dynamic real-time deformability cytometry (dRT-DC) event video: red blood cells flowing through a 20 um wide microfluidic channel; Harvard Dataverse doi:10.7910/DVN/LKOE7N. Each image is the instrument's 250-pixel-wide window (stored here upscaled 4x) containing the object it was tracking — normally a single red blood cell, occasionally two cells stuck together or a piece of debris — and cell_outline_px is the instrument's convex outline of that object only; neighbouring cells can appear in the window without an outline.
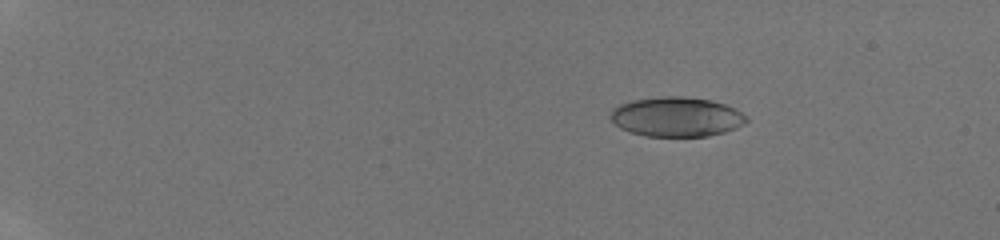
{"species": "human", "species_latin": "Homo sapiens", "temperature_condition": "room temperature", "stored_images_in_passage": 24, "camera_frame_rate_fps": 3000, "um_per_image_px": 0.085, "donor": {"sex": "male"}, "frame": {"image": 1, "passage_image": 6, "time_ms": 3.333, "image_size_px": [1000, 240], "cell_outline_px": [[748, 120], [744, 124], [736, 128], [724, 132], [708, 136], [644, 136], [620, 128], [612, 120], [612, 108], [620, 104], [632, 100], [660, 96], [684, 96], [712, 100], [736, 108], [748, 116]], "centroid_in_image_um": [57.54, 9.92], "position_along_channel_um": 27.5, "area_um2": 31.5}}
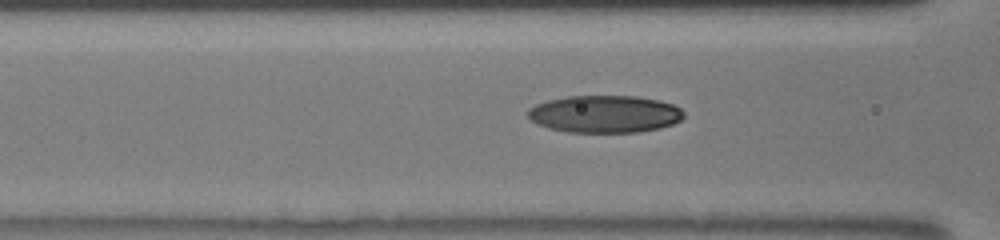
{"frame": {"image": 2, "passage_image": 19, "time_ms": 8.667, "image_size_px": [1000, 240], "cell_outline_px": [[684, 116], [680, 120], [672, 124], [660, 128], [640, 132], [568, 132], [548, 128], [536, 124], [528, 116], [528, 108], [536, 104], [548, 100], [568, 96], [636, 96], [656, 100], [672, 104], [680, 108], [684, 112]], "centroid_in_image_um": [51.38, 9.69], "position_along_channel_um": 115.2, "area_um2": 33.93}}
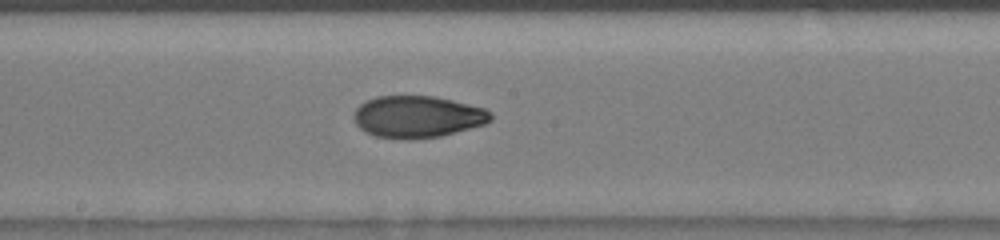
{"frame": {"image": 3, "passage_image": 24, "time_ms": 11.0, "image_size_px": [1000, 240], "cell_outline_px": [[492, 120], [484, 124], [440, 136], [412, 140], [404, 140], [376, 136], [360, 128], [356, 124], [356, 108], [360, 104], [376, 96], [436, 96], [484, 108], [492, 112]], "centroid_in_image_um": [35.51, 9.92], "position_along_channel_um": 212.7, "area_um2": 33.23}}